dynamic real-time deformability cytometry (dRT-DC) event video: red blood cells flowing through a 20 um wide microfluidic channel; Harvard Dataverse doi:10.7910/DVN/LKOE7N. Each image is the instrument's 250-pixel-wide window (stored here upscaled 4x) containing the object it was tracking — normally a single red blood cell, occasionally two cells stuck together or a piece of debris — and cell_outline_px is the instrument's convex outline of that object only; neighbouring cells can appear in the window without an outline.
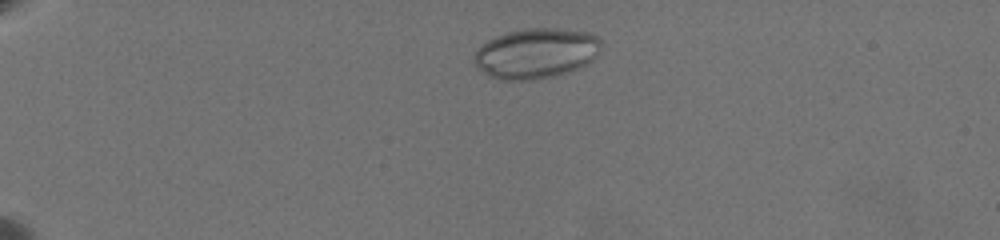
{"species": "common noctule bat (a hibernating species)", "species_latin": "Nyctalus noctula", "temperature_condition": "warm", "stored_images_in_passage": 52, "camera_frame_rate_fps": 3000, "um_per_image_px": 0.085, "animal": {"sex": "female", "body_mass_g": 19.5, "forearm_length_mm": 54.1}, "frame": {"image": 1, "passage_image": 1, "time_ms": 0.0, "image_size_px": [1000, 240], "cell_outline_px": [[600, 48], [596, 56], [592, 60], [568, 72], [536, 80], [500, 80], [488, 76], [472, 60], [480, 44], [496, 36], [508, 32], [524, 28], [548, 28], [592, 32], [600, 40]], "centroid_in_image_um": [45.54, 4.53], "position_along_channel_um": 39.5, "area_um2": 37.11}}
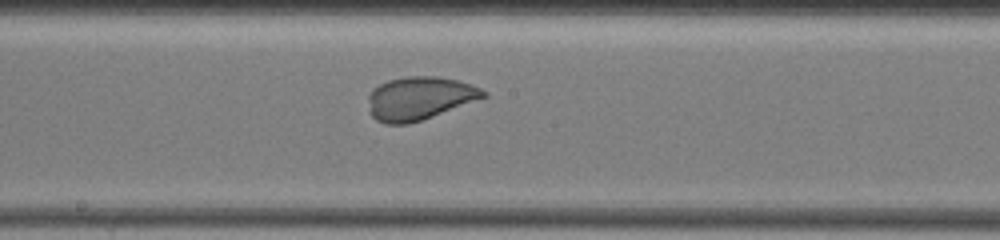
{"frame": {"image": 2, "passage_image": 32, "time_ms": 7.0, "image_size_px": [1000, 240], "cell_outline_px": [[488, 96], [432, 116], [408, 124], [384, 124], [376, 120], [372, 116], [368, 100], [368, 96], [372, 88], [388, 80], [408, 76], [436, 76], [456, 80], [472, 84], [488, 92]], "centroid_in_image_um": [35.65, 8.34], "position_along_channel_um": 212.6, "area_um2": 28.84}}
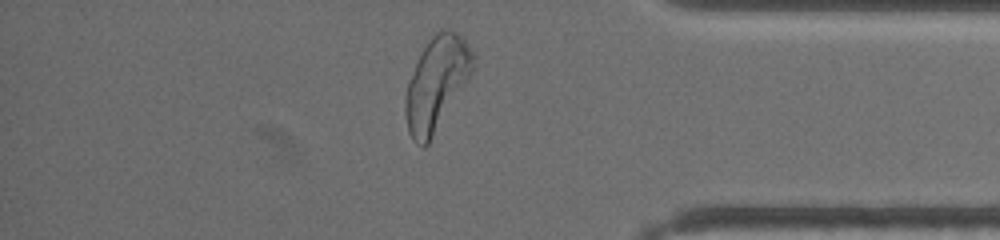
{"frame": {"image": 3, "passage_image": 51, "time_ms": 12.667, "image_size_px": [1000, 240], "cell_outline_px": [[476, 56], [472, 72], [428, 144], [424, 148], [416, 144], [412, 140], [408, 132], [404, 112], [404, 100], [408, 80], [420, 52], [428, 40], [440, 28], [448, 28], [456, 32], [468, 44]], "centroid_in_image_um": [37.07, 7.08], "position_along_channel_um": 398.1, "area_um2": 36.93}, "authors_computed_cell_mechanics": {"area_um2": 29.5358, "velocity_mm_per_s": 3.5184, "shape_relaxation_time_tau1_ms": 4.7343, "shape_relaxation_time_tau2_ms": 1.0233, "deformation_change_tau1": 0.1236, "deformation_change_tau2": 0.0663}}